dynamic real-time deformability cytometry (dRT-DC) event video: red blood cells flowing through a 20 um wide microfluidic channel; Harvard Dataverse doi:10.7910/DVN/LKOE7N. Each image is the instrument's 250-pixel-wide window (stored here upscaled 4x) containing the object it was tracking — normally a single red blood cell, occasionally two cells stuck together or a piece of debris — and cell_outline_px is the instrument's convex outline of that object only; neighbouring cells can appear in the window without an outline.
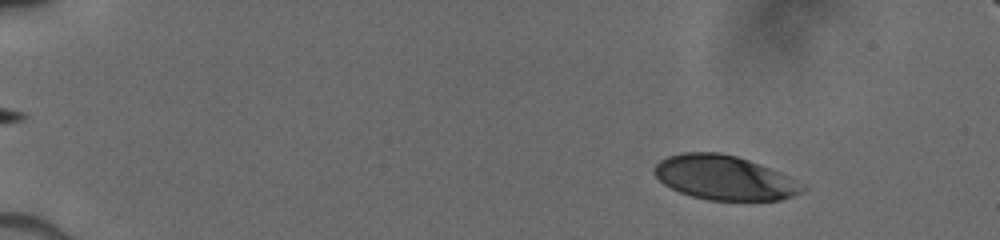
{"species": "human", "species_latin": "Homo sapiens", "temperature_condition": "cold", "stored_images_in_passage": 13, "camera_frame_rate_fps": 3000, "um_per_image_px": 0.085, "donor": {"sex": "male"}, "frame": {"image": 1, "passage_image": 4, "time_ms": 1.667, "image_size_px": [1000, 240], "cell_outline_px": [[808, 188], [792, 196], [780, 200], [708, 200], [692, 196], [680, 192], [664, 184], [652, 172], [652, 168], [660, 160], [668, 156], [684, 152], [720, 152], [736, 156], [748, 160], [768, 168], [804, 184]], "centroid_in_image_um": [61.53, 15.1], "position_along_channel_um": 23.5, "area_um2": 37.97}}
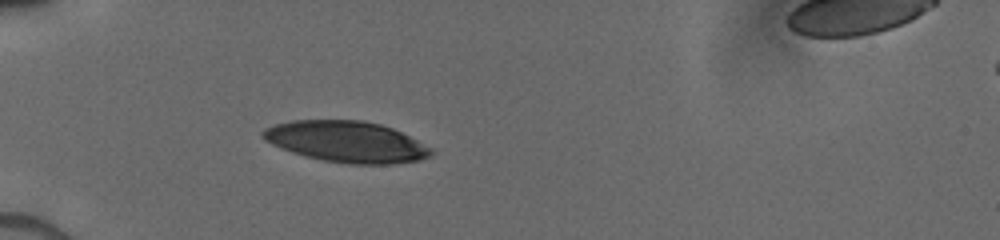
{"frame": {"image": 2, "passage_image": 9, "time_ms": 5.0, "image_size_px": [1000, 240], "cell_outline_px": [[436, 152], [420, 160], [392, 164], [348, 164], [324, 160], [292, 152], [280, 148], [264, 140], [260, 136], [260, 132], [264, 128], [276, 124], [292, 120], [364, 120], [380, 124], [392, 128], [432, 148]], "centroid_in_image_um": [29.43, 12.04], "position_along_channel_um": 55.6, "area_um2": 40.29}}
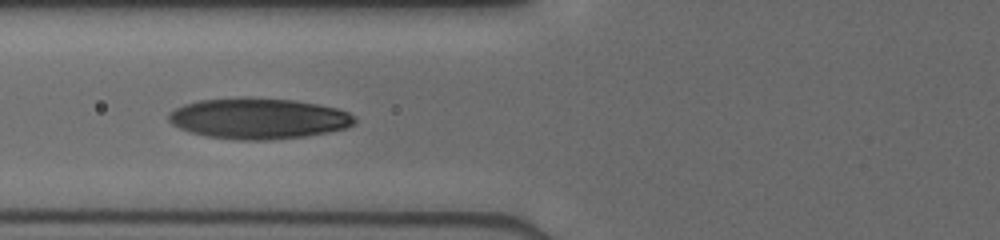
{"frame": {"image": 3, "passage_image": 12, "time_ms": 6.667, "image_size_px": [1000, 240], "cell_outline_px": [[356, 124], [344, 128], [328, 132], [308, 136], [268, 140], [236, 140], [208, 136], [192, 132], [180, 128], [172, 124], [168, 120], [168, 112], [184, 104], [200, 100], [244, 96], [252, 96], [296, 100], [336, 108], [348, 112], [356, 116]], "centroid_in_image_um": [21.98, 10.05], "position_along_channel_um": 103.8, "area_um2": 44.74}}